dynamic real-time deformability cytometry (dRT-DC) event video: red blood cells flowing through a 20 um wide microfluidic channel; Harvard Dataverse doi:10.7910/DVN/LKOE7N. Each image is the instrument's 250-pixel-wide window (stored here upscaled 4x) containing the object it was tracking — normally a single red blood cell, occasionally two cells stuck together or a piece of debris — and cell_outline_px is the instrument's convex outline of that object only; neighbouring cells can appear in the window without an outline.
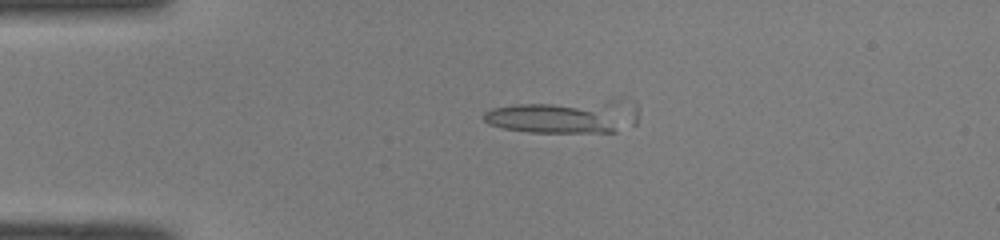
{"species": "common noctule bat (a hibernating species)", "species_latin": "Nyctalus noctula", "temperature_condition": "room temperature", "stored_images_in_passage": 10, "camera_frame_rate_fps": 3000, "um_per_image_px": 0.085, "animal": {"sex": "male", "body_mass_g": 19.0, "forearm_length_mm": 50.8}, "frame": {"image": 1, "passage_image": 6, "time_ms": 1.667, "image_size_px": [1000, 240], "cell_outline_px": [[616, 132], [528, 132], [504, 128], [488, 124], [484, 120], [484, 112], [492, 108], [512, 104], [552, 104], [576, 108], [592, 112], [612, 128]], "centroid_in_image_um": [46.35, 10.1], "position_along_channel_um": 38.6, "area_um2": 20.63}}